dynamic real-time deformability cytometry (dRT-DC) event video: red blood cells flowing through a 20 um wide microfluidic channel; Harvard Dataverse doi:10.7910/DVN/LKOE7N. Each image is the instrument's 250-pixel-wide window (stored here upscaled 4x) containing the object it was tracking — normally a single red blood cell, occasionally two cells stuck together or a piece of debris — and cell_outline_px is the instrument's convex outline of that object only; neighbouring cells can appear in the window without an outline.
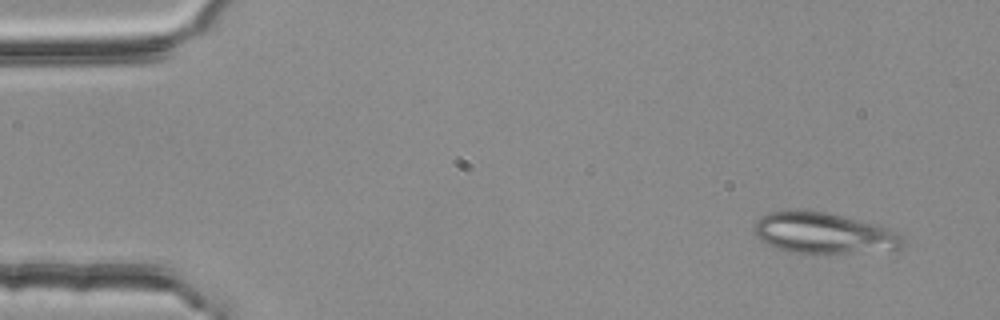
{"species": "common noctule bat (a hibernating species)", "species_latin": "Nyctalus noctula", "temperature_condition": "room temperature", "stored_images_in_passage": 4, "camera_frame_rate_fps": 3000, "um_per_image_px": 0.085, "animal": {"sex": "female", "body_mass_g": 25.1}, "frame": {"image": 1, "passage_image": 1, "time_ms": 0.0, "image_size_px": [1000, 320], "cell_outline_px": [[908, 244], [896, 252], [804, 256], [768, 244], [760, 240], [752, 232], [752, 228], [756, 220], [768, 212], [824, 212], [876, 224], [888, 228], [896, 232]], "centroid_in_image_um": [70.12, 19.91], "position_along_channel_um": 14.9, "area_um2": 36.59}}